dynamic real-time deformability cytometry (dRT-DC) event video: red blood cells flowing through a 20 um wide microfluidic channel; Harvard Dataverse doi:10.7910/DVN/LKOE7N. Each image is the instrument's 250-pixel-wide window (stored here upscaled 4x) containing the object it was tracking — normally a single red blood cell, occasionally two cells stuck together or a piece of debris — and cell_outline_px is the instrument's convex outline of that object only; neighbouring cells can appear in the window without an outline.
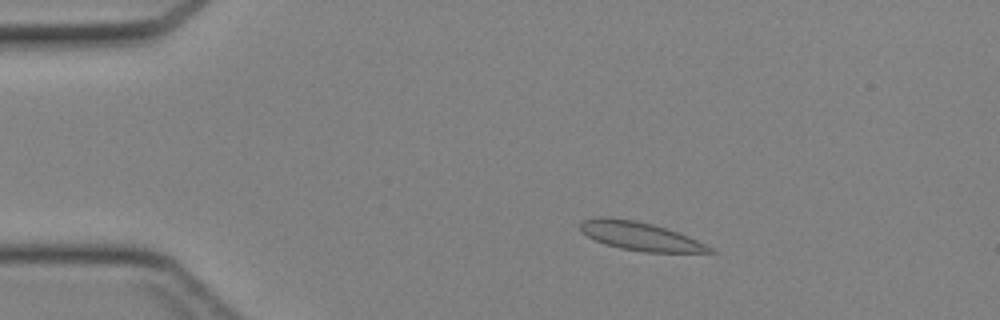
{"species": "Egyptian fruit bat (a non-hibernating species)", "species_latin": "Rousettus aegyptiacus", "temperature_condition": "cold", "stored_images_in_passage": 44, "camera_frame_rate_fps": 3000, "um_per_image_px": 0.085, "animal": {"sex": "female"}, "frame": {"image": 1, "passage_image": 8, "time_ms": 2.333, "image_size_px": [1000, 320], "cell_outline_px": [[716, 252], [644, 252], [620, 248], [604, 244], [580, 232], [580, 224], [584, 220], [604, 216], [636, 220], [652, 224], [688, 236], [712, 248]], "centroid_in_image_um": [54.36, 20.07], "position_along_channel_um": 30.6, "area_um2": 21.15}}
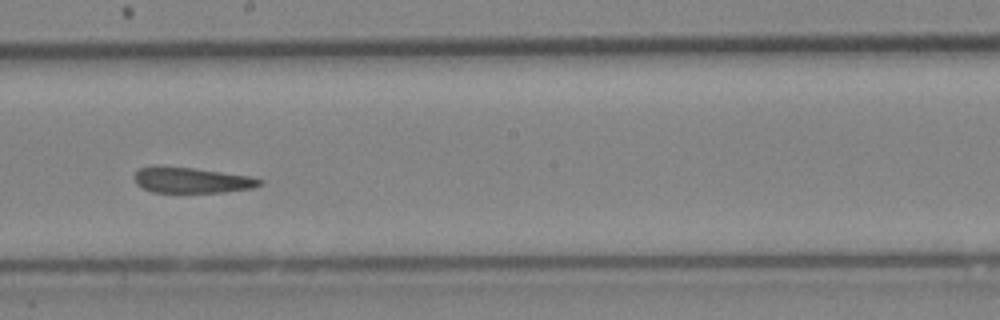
{"frame": {"image": 2, "passage_image": 25, "time_ms": 8.0, "image_size_px": [1000, 320], "cell_outline_px": [[264, 184], [252, 188], [224, 192], [152, 192], [136, 184], [136, 172], [140, 168], [152, 164], [156, 164], [192, 168], [252, 176], [264, 180]], "centroid_in_image_um": [16.31, 15.29], "position_along_channel_um": 231.9, "area_um2": 18.96}}
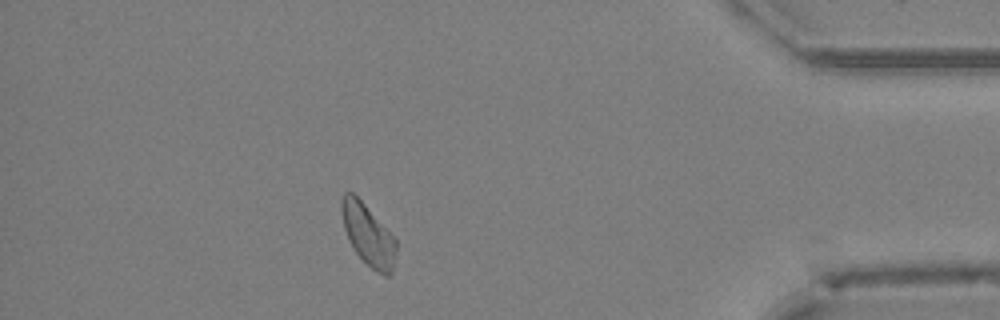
{"frame": {"image": 3, "passage_image": 39, "time_ms": 12.667, "image_size_px": [1000, 320], "cell_outline_px": [[396, 252], [392, 272], [388, 276], [384, 276], [376, 272], [352, 248], [348, 240], [344, 228], [340, 212], [340, 200], [344, 192], [352, 192], [364, 204], [396, 240]], "centroid_in_image_um": [31.25, 19.96], "position_along_channel_um": 403.9, "area_um2": 19.31}}